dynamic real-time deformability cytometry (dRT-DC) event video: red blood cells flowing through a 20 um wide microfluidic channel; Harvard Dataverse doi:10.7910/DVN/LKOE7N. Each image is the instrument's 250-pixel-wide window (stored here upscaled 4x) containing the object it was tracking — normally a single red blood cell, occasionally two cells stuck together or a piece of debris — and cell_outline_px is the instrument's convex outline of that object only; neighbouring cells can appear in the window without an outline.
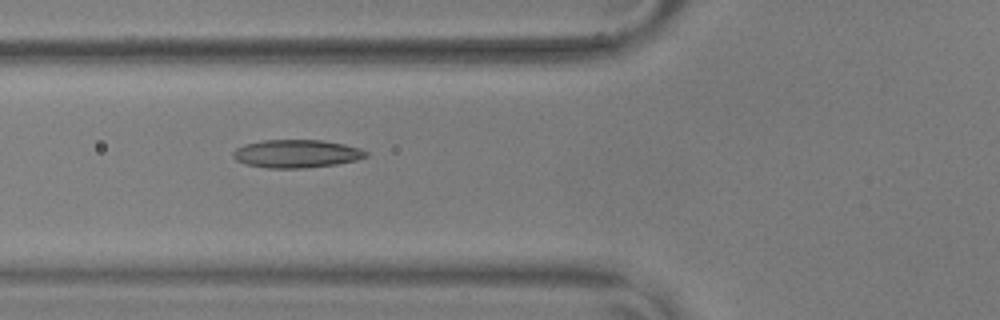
{"species": "common noctule bat (a hibernating species)", "species_latin": "Nyctalus noctula", "temperature_condition": "warm", "stored_images_in_passage": 43, "camera_frame_rate_fps": 3000, "um_per_image_px": 0.085, "animal": {"sex": "male", "body_mass_g": 17.9, "forearm_length_mm": 54.2}, "frame": {"image": 1, "passage_image": 8, "time_ms": 2.333, "image_size_px": [1000, 320], "cell_outline_px": [[368, 156], [356, 160], [336, 164], [304, 168], [268, 168], [244, 164], [236, 160], [232, 156], [232, 152], [236, 148], [244, 144], [264, 140], [320, 140], [344, 144], [360, 148], [368, 152]], "centroid_in_image_um": [25.18, 13.06], "position_along_channel_um": 100.6, "area_um2": 21.79}}
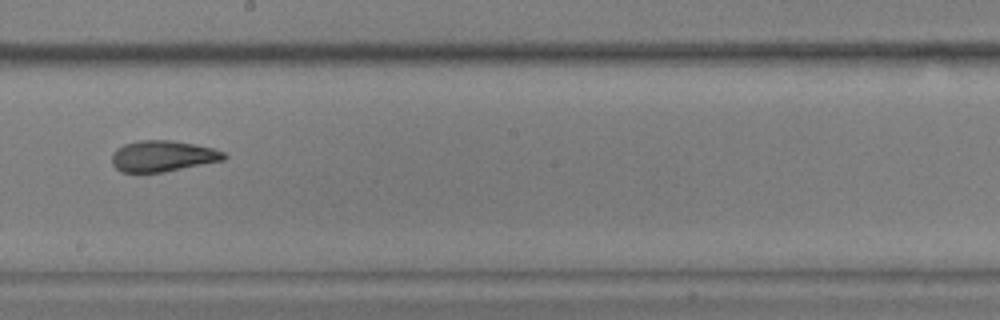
{"frame": {"image": 2, "passage_image": 19, "time_ms": 6.0, "image_size_px": [1000, 320], "cell_outline_px": [[228, 156], [224, 160], [164, 172], [120, 172], [112, 164], [112, 156], [116, 148], [124, 144], [140, 140], [172, 140], [196, 144], [212, 148], [224, 152]], "centroid_in_image_um": [13.84, 13.26], "position_along_channel_um": 234.4, "area_um2": 20.35}}
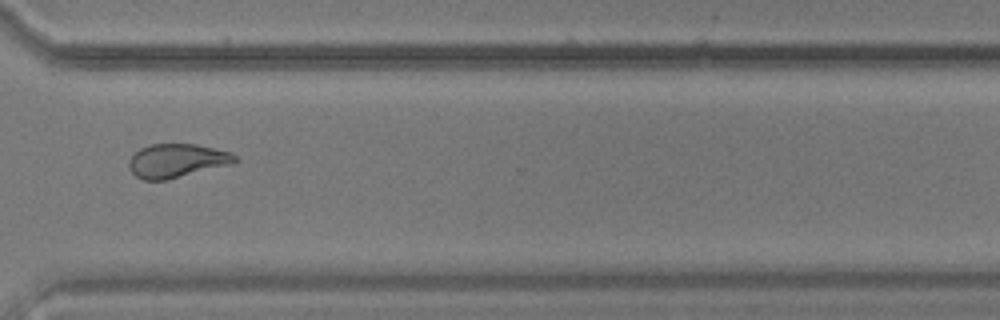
{"frame": {"image": 3, "passage_image": 29, "time_ms": 9.333, "image_size_px": [1000, 320], "cell_outline_px": [[240, 160], [232, 164], [164, 180], [144, 180], [136, 176], [128, 168], [128, 160], [140, 148], [152, 144], [196, 144], [228, 152], [236, 156]], "centroid_in_image_um": [15.01, 13.66], "position_along_channel_um": 355.6, "area_um2": 20.63}, "authors_computed_cell_mechanics": {"area_um2": 21.2126, "velocity_mm_per_s": 3.6408, "shape_relaxation_time_tau1_ms": 5.1109, "shape_relaxation_time_tau2_ms": 2.3476, "deformation_change_tau1": 0.186, "deformation_change_tau2": 0.104}}